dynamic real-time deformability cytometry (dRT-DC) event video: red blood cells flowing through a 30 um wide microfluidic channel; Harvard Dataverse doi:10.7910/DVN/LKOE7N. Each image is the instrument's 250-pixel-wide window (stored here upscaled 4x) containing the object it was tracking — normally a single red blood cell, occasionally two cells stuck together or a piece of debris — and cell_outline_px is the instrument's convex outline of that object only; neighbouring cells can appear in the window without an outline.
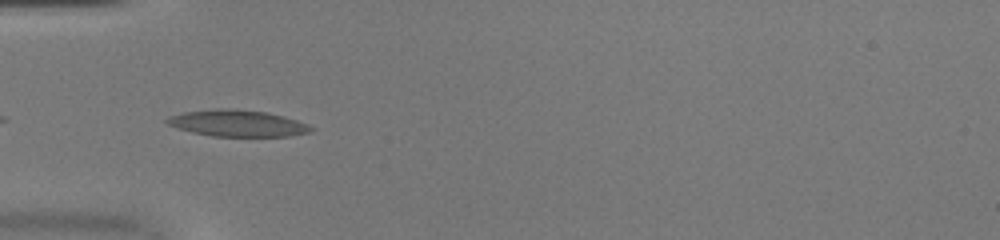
{"species": "common noctule bat (a hibernating species)", "species_latin": "Nyctalus noctula", "temperature_condition": "warm", "stored_images_in_passage": 37, "camera_frame_rate_fps": 3000, "um_per_image_px": 0.085, "animal": {"sex": "female", "body_mass_g": 20.0, "forearm_length_mm": 54.0}, "frame": {"image": 1, "passage_image": 2, "time_ms": 0.333, "image_size_px": [1000, 240], "cell_outline_px": [[312, 132], [288, 136], [212, 136], [192, 132], [176, 128], [168, 124], [164, 120], [168, 116], [184, 112], [216, 108], [228, 108], [268, 112], [284, 116], [308, 124], [312, 128]], "centroid_in_image_um": [20.16, 10.47], "position_along_channel_um": 64.8, "area_um2": 22.31}}
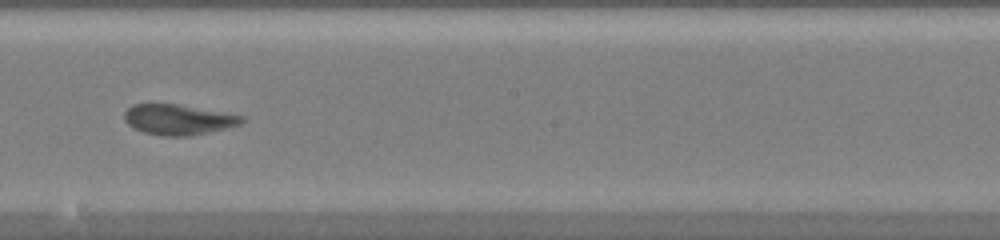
{"frame": {"image": 2, "passage_image": 15, "time_ms": 4.667, "image_size_px": [1000, 240], "cell_outline_px": [[244, 120], [240, 124], [224, 128], [188, 136], [164, 136], [144, 132], [128, 124], [124, 120], [124, 112], [132, 104], [176, 104], [244, 116]], "centroid_in_image_um": [15.11, 10.16], "position_along_channel_um": 233.1, "area_um2": 20.35}}
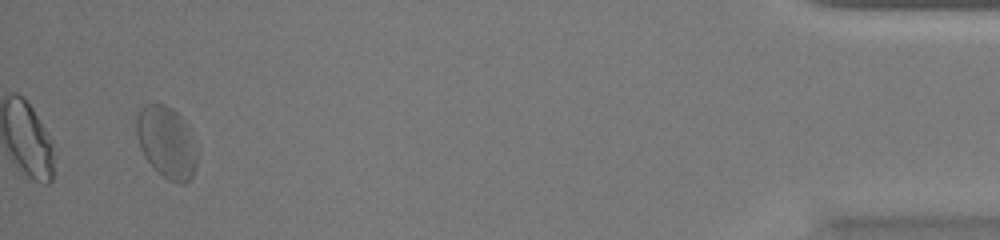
{"frame": {"image": 3, "passage_image": 35, "time_ms": 11.333, "image_size_px": [1000, 240], "cell_outline_px": [[196, 168], [192, 176], [184, 184], [180, 184], [168, 180], [144, 156], [140, 148], [136, 132], [136, 116], [140, 108], [144, 104], [164, 104], [172, 108], [180, 116], [196, 144]], "centroid_in_image_um": [14.14, 12.08], "position_along_channel_um": 421.1, "area_um2": 25.09}, "authors_computed_cell_mechanics": {"area_um2": 21.7328, "velocity_mm_per_s": 3.9314, "shape_relaxation_time_tau1_ms": null, "shape_relaxation_time_tau2_ms": 1.3885, "deformation_change_tau1": null, "deformation_change_tau2": 0.0758}}